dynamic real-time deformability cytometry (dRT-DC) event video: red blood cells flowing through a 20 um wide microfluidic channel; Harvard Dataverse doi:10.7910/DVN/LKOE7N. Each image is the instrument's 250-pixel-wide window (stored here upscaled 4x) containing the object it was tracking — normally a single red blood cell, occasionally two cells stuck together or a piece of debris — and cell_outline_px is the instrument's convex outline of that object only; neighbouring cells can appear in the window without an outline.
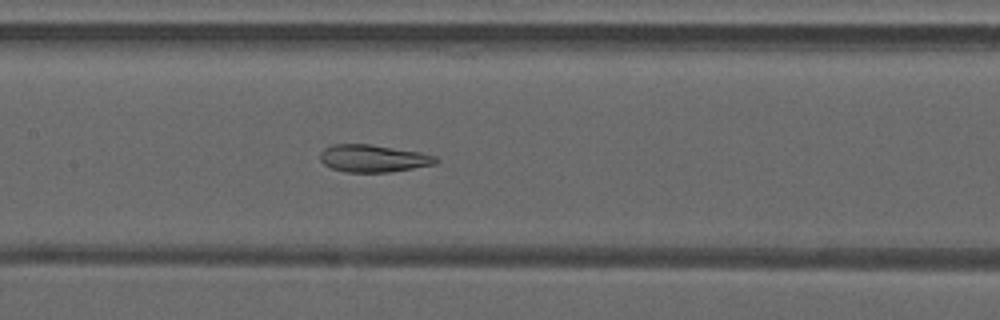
{"species": "common noctule bat (a hibernating species)", "species_latin": "Nyctalus noctula", "temperature_condition": "warm", "stored_images_in_passage": 40, "camera_frame_rate_fps": 3000, "um_per_image_px": 0.085, "animal": {"sex": "male", "forearm_length_mm": 52.5}, "frame": {"image": 1, "passage_image": 15, "time_ms": 4.667, "image_size_px": [1000, 320], "cell_outline_px": [[440, 160], [436, 164], [388, 172], [344, 172], [332, 168], [324, 164], [320, 160], [320, 152], [324, 148], [332, 144], [368, 144], [420, 152], [436, 156]], "centroid_in_image_um": [31.71, 13.46], "position_along_channel_um": 175.7, "area_um2": 18.44}}
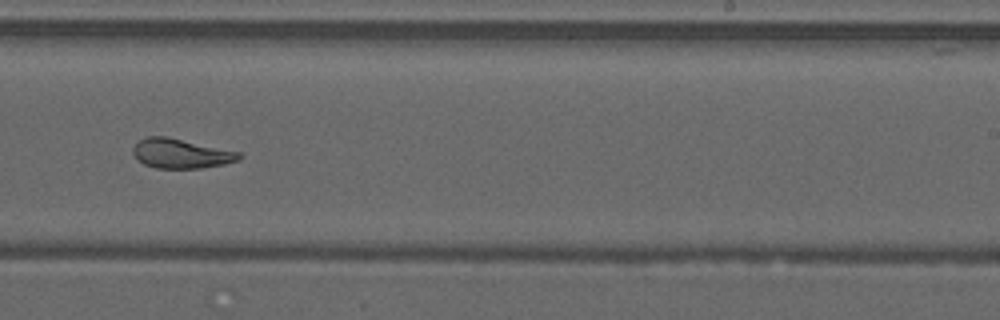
{"frame": {"image": 2, "passage_image": 22, "time_ms": 7.0, "image_size_px": [1000, 320], "cell_outline_px": [[244, 156], [240, 160], [224, 164], [200, 168], [156, 168], [144, 164], [136, 160], [132, 152], [132, 148], [140, 140], [148, 136], [168, 136], [240, 152]], "centroid_in_image_um": [15.39, 13.05], "position_along_channel_um": 273.6, "area_um2": 18.44}}
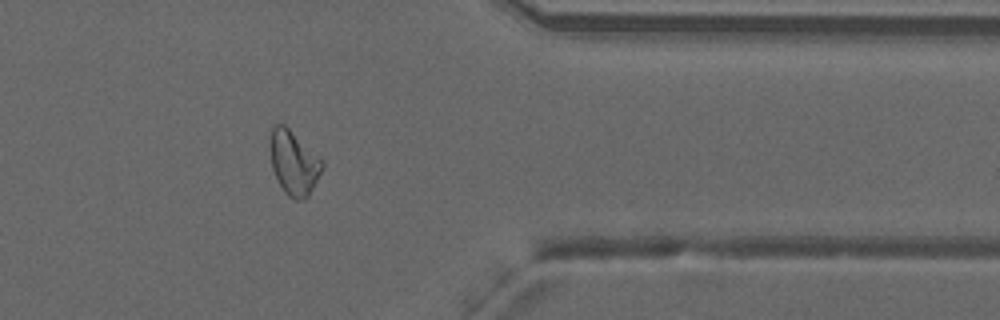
{"frame": {"image": 3, "passage_image": 31, "time_ms": 10.0, "image_size_px": [1000, 320], "cell_outline_px": [[324, 168], [308, 196], [304, 200], [296, 200], [288, 196], [284, 192], [272, 168], [268, 140], [272, 128], [276, 124], [284, 124], [324, 160]], "centroid_in_image_um": [24.97, 13.82], "position_along_channel_um": 386.4, "area_um2": 19.71}, "authors_computed_cell_mechanics": {"area_um2": 18.9006, "velocity_mm_per_s": 4.2227, "shape_relaxation_time_tau1_ms": null, "shape_relaxation_time_tau2_ms": 1.5283, "deformation_change_tau1": null, "deformation_change_tau2": 0.0792}}